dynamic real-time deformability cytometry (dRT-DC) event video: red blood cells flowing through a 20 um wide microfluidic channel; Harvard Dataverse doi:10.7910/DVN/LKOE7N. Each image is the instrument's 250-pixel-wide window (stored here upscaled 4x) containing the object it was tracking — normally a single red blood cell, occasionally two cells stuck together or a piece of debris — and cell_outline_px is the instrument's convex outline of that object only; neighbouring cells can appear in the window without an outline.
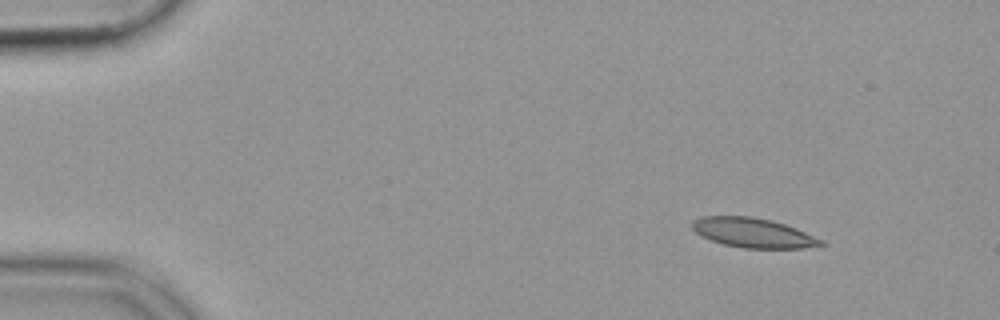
{"species": "common noctule bat (a hibernating species)", "species_latin": "Nyctalus noctula", "temperature_condition": "cold", "stored_images_in_passage": 48, "camera_frame_rate_fps": 3000, "um_per_image_px": 0.085, "animal": {"sex": "female", "body_mass_g": 19.9}, "frame": {"image": 1, "passage_image": 1, "time_ms": 0.0, "image_size_px": [1000, 320], "cell_outline_px": [[824, 244], [800, 248], [744, 248], [724, 244], [712, 240], [696, 232], [692, 228], [692, 224], [696, 220], [704, 216], [752, 216], [772, 220], [796, 228], [824, 240]], "centroid_in_image_um": [64.04, 19.78], "position_along_channel_um": 21.0, "area_um2": 21.85}}
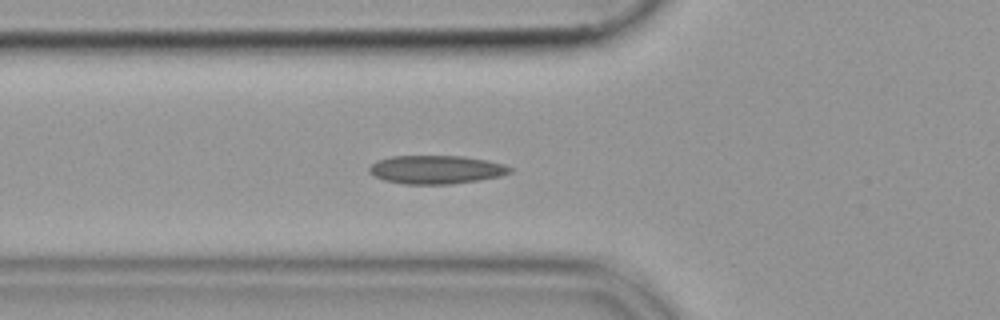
{"frame": {"image": 2, "passage_image": 14, "time_ms": 4.333, "image_size_px": [1000, 320], "cell_outline_px": [[512, 172], [500, 176], [480, 180], [452, 184], [404, 184], [384, 180], [368, 172], [368, 168], [376, 160], [392, 156], [464, 156], [488, 160], [504, 164], [512, 168]], "centroid_in_image_um": [37.08, 14.41], "position_along_channel_um": 88.7, "area_um2": 23.47}}
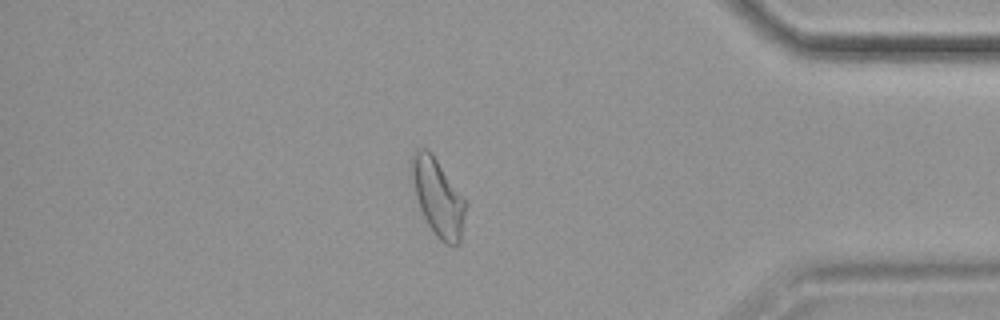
{"frame": {"image": 3, "passage_image": 41, "time_ms": 13.333, "image_size_px": [1000, 320], "cell_outline_px": [[468, 204], [460, 240], [456, 248], [444, 244], [436, 236], [428, 224], [420, 208], [416, 196], [412, 180], [412, 160], [416, 152], [420, 148], [428, 148]], "centroid_in_image_um": [37.26, 16.85], "position_along_channel_um": 397.9, "area_um2": 23.87}}